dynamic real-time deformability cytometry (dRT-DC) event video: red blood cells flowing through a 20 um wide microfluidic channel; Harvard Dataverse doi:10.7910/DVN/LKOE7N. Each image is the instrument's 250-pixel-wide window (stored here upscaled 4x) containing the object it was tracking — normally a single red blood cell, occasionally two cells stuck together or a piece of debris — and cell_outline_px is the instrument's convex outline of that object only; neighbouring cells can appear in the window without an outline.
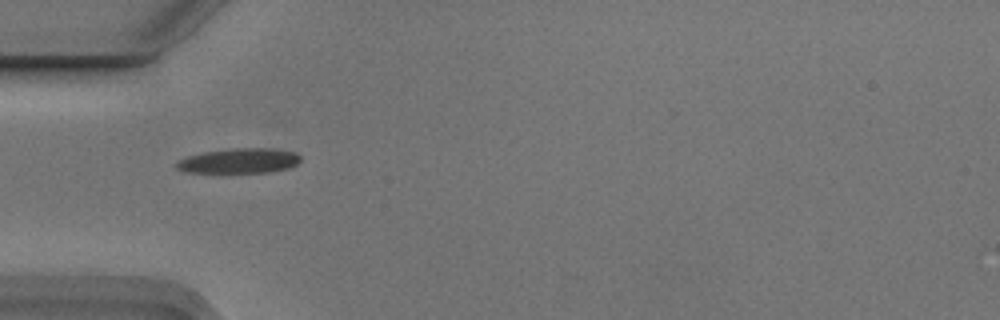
{"species": "Egyptian fruit bat (a non-hibernating species)", "species_latin": "Rousettus aegyptiacus", "temperature_condition": "cold", "stored_images_in_passage": 6, "camera_frame_rate_fps": 3000, "um_per_image_px": 0.085, "animal": {"sex": "male"}, "frame": {"image": 1, "passage_image": 5, "time_ms": 1.333, "image_size_px": [1000, 320], "cell_outline_px": [[300, 160], [296, 164], [288, 168], [268, 172], [188, 172], [176, 168], [172, 164], [176, 160], [188, 156], [204, 152], [236, 148], [276, 148], [296, 152], [300, 156]], "centroid_in_image_um": [20.32, 13.66], "position_along_channel_um": 64.7, "area_um2": 18.03}}
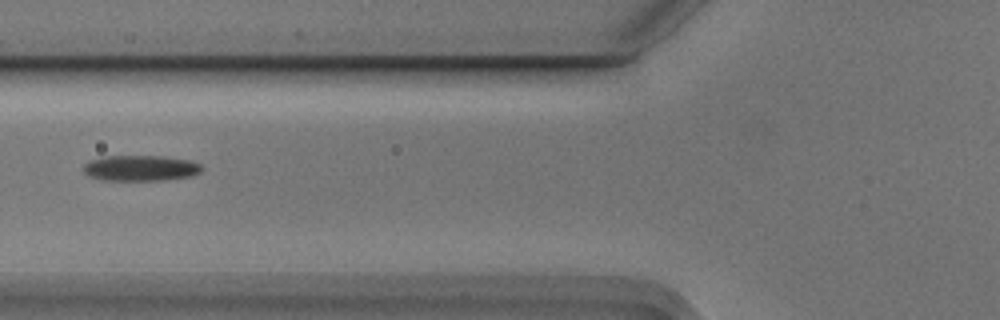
{"frame": {"image": 2, "passage_image": 6, "time_ms": 1.667, "image_size_px": [1000, 320], "cell_outline_px": [[200, 172], [192, 176], [164, 180], [100, 180], [88, 176], [84, 172], [84, 164], [88, 160], [108, 156], [160, 156], [188, 160], [200, 164]], "centroid_in_image_um": [11.9, 14.29], "position_along_channel_um": 113.9, "area_um2": 17.63}}